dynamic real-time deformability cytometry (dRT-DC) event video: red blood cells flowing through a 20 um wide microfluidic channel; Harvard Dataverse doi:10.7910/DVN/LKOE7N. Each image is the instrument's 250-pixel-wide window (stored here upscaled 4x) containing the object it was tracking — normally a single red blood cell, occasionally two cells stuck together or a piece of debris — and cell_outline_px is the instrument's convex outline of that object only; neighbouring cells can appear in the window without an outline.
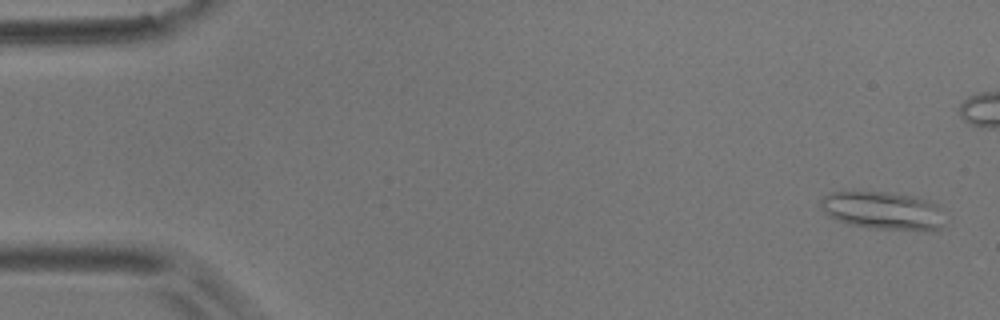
{"species": "common noctule bat (a hibernating species)", "species_latin": "Nyctalus noctula", "temperature_condition": "room temperature", "stored_images_in_passage": 11, "camera_frame_rate_fps": 3000, "um_per_image_px": 0.085, "animal": {"sex": "male", "body_mass_g": 17.9}, "frame": {"image": 1, "passage_image": 1, "time_ms": 0.0, "image_size_px": [1000, 320], "cell_outline_px": [[944, 224], [940, 228], [932, 232], [924, 232], [868, 228], [848, 224], [836, 220], [828, 216], [824, 212], [820, 204], [820, 200], [824, 196], [832, 192], [888, 192], [916, 196], [928, 200], [936, 204], [940, 208]], "centroid_in_image_um": [75.09, 17.93], "position_along_channel_um": 9.9, "area_um2": 28.09}}
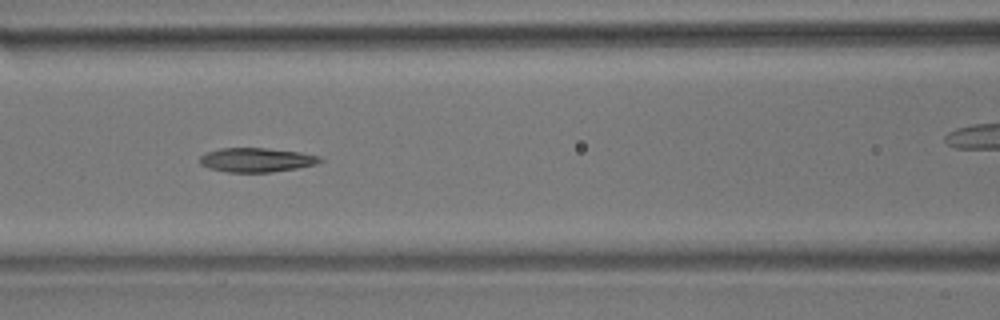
{"frame": {"image": 2, "passage_image": 7, "time_ms": 7.667, "image_size_px": [1000, 320], "cell_outline_px": [[324, 160], [316, 164], [296, 168], [272, 172], [228, 172], [208, 168], [200, 164], [200, 156], [208, 152], [220, 148], [264, 148], [300, 152], [320, 156]], "centroid_in_image_um": [21.8, 13.59], "position_along_channel_um": 144.8, "area_um2": 16.88}}
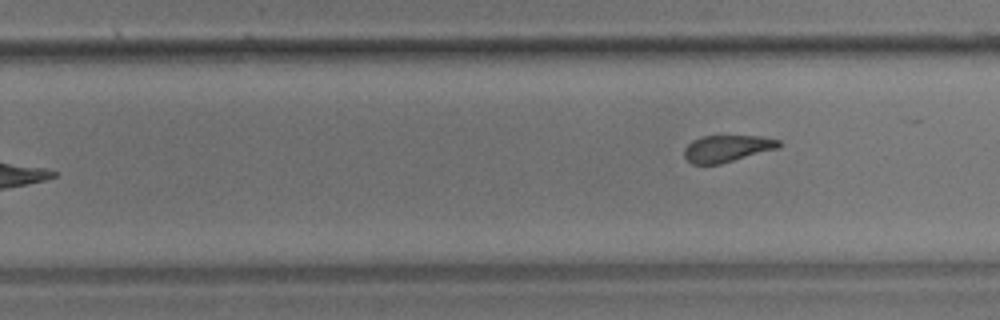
{"frame": {"image": 3, "passage_image": 11, "time_ms": 13.0, "image_size_px": [1000, 320], "cell_outline_px": [[784, 144], [780, 148], [720, 164], [692, 164], [684, 156], [684, 148], [692, 140], [700, 136], [760, 136], [780, 140]], "centroid_in_image_um": [61.83, 12.62], "position_along_channel_um": 268.0, "area_um2": 14.97}}